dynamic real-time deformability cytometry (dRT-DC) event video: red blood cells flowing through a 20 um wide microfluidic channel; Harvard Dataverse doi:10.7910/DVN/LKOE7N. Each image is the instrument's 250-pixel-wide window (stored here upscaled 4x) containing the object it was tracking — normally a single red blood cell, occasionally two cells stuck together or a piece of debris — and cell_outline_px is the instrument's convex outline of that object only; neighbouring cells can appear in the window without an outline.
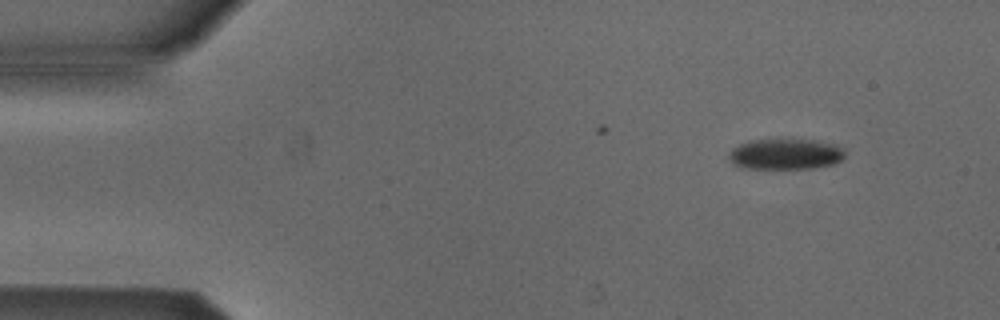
{"species": "Egyptian fruit bat (a non-hibernating species)", "species_latin": "Rousettus aegyptiacus", "temperature_condition": "cold", "stored_images_in_passage": 4, "camera_frame_rate_fps": 3000, "um_per_image_px": 0.085, "animal": {"sex": "male"}, "frame": {"image": 1, "passage_image": 1, "time_ms": 0.0, "image_size_px": [1000, 320], "cell_outline_px": [[844, 156], [840, 160], [832, 164], [812, 168], [740, 168], [732, 164], [728, 156], [728, 152], [732, 148], [748, 140], [816, 140], [836, 144], [844, 152]], "centroid_in_image_um": [66.71, 13.1], "position_along_channel_um": 18.3, "area_um2": 20.69}}
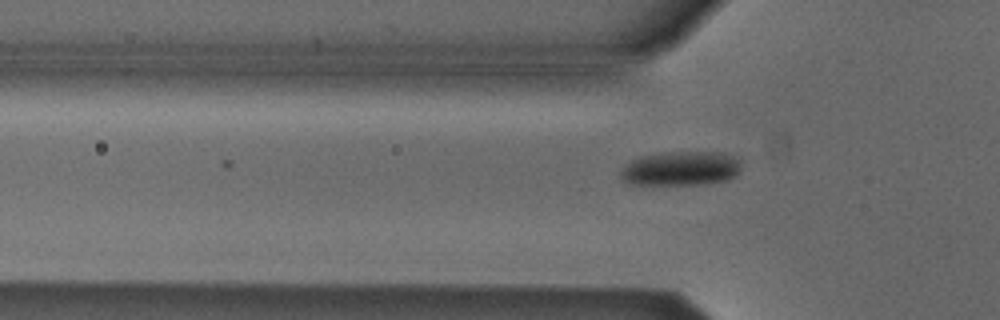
{"frame": {"image": 2, "passage_image": 4, "time_ms": 1.0, "image_size_px": [1000, 320], "cell_outline_px": [[740, 168], [736, 176], [728, 180], [704, 184], [628, 184], [620, 180], [620, 168], [624, 164], [640, 156], [664, 152], [720, 152], [736, 160]], "centroid_in_image_um": [57.77, 14.33], "position_along_channel_um": 68.0, "area_um2": 24.1}}